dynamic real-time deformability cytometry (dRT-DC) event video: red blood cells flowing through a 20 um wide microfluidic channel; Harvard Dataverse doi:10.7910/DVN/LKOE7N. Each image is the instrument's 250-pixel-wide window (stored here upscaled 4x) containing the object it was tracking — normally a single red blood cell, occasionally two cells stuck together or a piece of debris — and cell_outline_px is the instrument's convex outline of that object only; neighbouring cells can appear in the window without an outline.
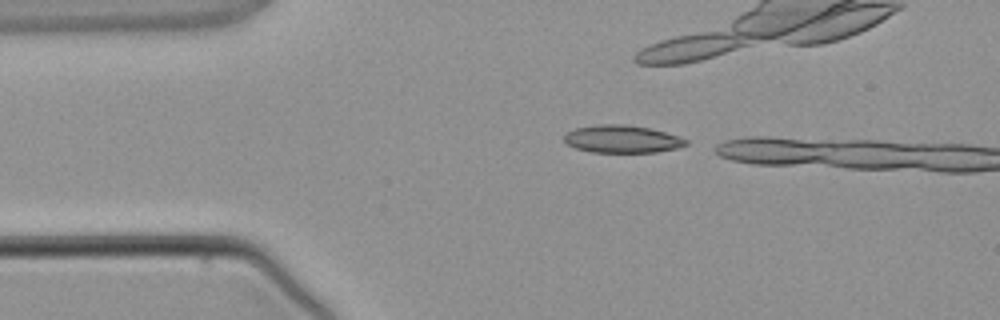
{"species": "common noctule bat (a hibernating species)", "species_latin": "Nyctalus noctula", "temperature_condition": "warm", "stored_images_in_passage": 3, "camera_frame_rate_fps": 3000, "um_per_image_px": 0.085, "animal": {"sex": "male", "body_mass_g": 21.5, "forearm_length_mm": 52.0}, "frame": {"image": 1, "passage_image": 1, "time_ms": 0.0, "image_size_px": [1000, 320], "cell_outline_px": [[688, 144], [676, 148], [656, 152], [592, 152], [576, 148], [568, 144], [564, 140], [564, 136], [568, 132], [576, 128], [596, 124], [624, 124], [648, 128], [680, 136], [688, 140]], "centroid_in_image_um": [52.89, 11.81], "position_along_channel_um": 32.1, "area_um2": 19.48}}